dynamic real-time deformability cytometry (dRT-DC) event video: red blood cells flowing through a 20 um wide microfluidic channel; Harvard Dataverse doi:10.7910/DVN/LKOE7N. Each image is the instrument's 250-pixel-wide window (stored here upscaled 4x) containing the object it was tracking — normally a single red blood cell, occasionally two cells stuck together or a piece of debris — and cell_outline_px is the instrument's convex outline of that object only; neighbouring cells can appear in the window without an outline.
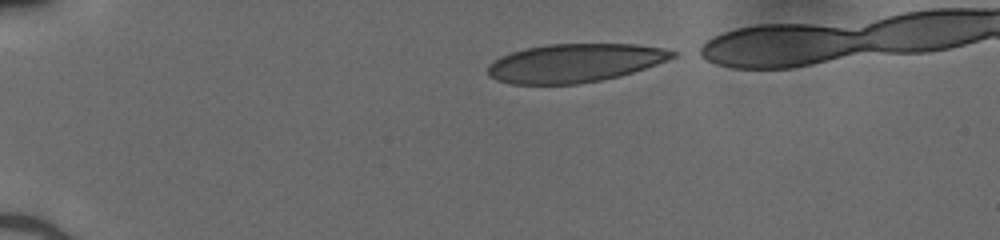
{"species": "human", "species_latin": "Homo sapiens", "temperature_condition": "cold", "stored_images_in_passage": 9, "segment_of_instrument_passage": [1, 2], "camera_frame_rate_fps": 3000, "um_per_image_px": 0.085, "donor": {"sex": "male"}, "frame": {"image": 1, "passage_image": 1, "time_ms": 0.0, "image_size_px": [1000, 240], "cell_outline_px": [[676, 56], [656, 64], [620, 76], [600, 80], [576, 84], [512, 84], [496, 80], [488, 76], [488, 64], [500, 56], [512, 52], [528, 48], [548, 44], [636, 44], [660, 48], [676, 52]], "centroid_in_image_um": [48.8, 5.36], "position_along_channel_um": 36.2, "area_um2": 41.15}}
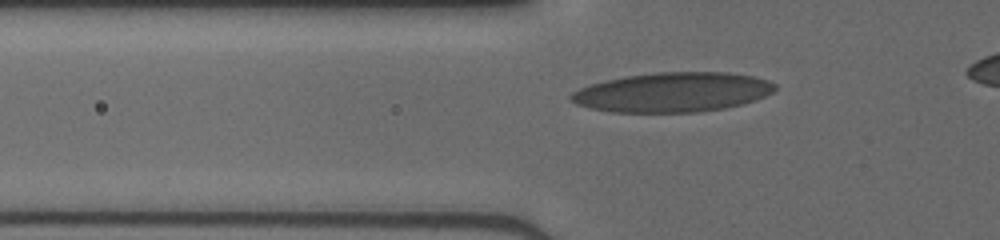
{"frame": {"image": 2, "passage_image": 7, "time_ms": 2.0, "image_size_px": [1000, 240], "cell_outline_px": [[776, 88], [772, 92], [756, 100], [744, 104], [724, 108], [696, 112], [612, 112], [588, 108], [576, 104], [568, 96], [572, 92], [580, 88], [604, 80], [624, 76], [656, 72], [728, 72], [752, 76], [768, 80], [776, 84]], "centroid_in_image_um": [57.17, 7.83], "position_along_channel_um": 68.6, "area_um2": 47.22}}